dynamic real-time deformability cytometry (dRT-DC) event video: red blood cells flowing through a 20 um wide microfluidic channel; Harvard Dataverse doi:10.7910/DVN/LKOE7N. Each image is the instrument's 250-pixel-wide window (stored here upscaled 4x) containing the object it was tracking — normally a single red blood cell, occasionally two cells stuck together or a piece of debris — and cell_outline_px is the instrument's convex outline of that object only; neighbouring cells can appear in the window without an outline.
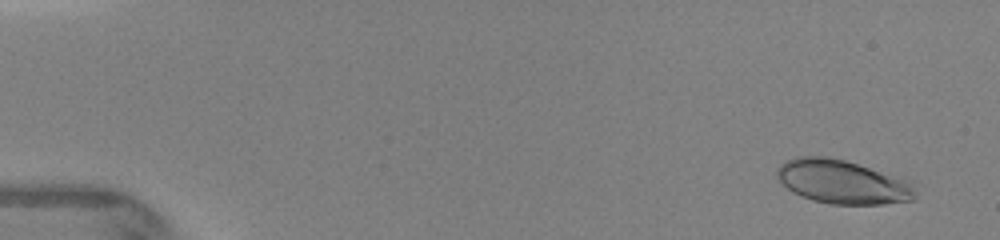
{"species": "human", "species_latin": "Homo sapiens", "temperature_condition": "warm", "stored_images_in_passage": 4, "camera_frame_rate_fps": 3000, "um_per_image_px": 0.085, "donor": {"sex": "female"}, "frame": {"image": 1, "passage_image": 1, "time_ms": 0.0, "image_size_px": [1000, 240], "cell_outline_px": [[916, 200], [884, 204], [828, 204], [812, 200], [792, 192], [776, 176], [776, 168], [784, 160], [796, 156], [828, 156], [908, 176], [912, 180], [916, 196]], "centroid_in_image_um": [71.7, 15.44], "position_along_channel_um": 13.3, "area_um2": 36.41}}
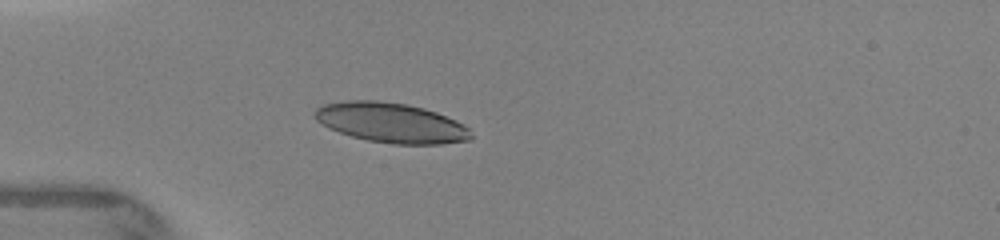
{"frame": {"image": 2, "passage_image": 4, "time_ms": 3.667, "image_size_px": [1000, 240], "cell_outline_px": [[472, 140], [440, 144], [392, 144], [368, 140], [352, 136], [328, 128], [316, 120], [312, 116], [312, 112], [316, 108], [324, 104], [348, 100], [376, 100], [408, 104], [424, 108], [436, 112], [456, 120], [464, 124], [468, 128], [472, 136]], "centroid_in_image_um": [33.23, 10.43], "position_along_channel_um": 51.8, "area_um2": 36.53}}